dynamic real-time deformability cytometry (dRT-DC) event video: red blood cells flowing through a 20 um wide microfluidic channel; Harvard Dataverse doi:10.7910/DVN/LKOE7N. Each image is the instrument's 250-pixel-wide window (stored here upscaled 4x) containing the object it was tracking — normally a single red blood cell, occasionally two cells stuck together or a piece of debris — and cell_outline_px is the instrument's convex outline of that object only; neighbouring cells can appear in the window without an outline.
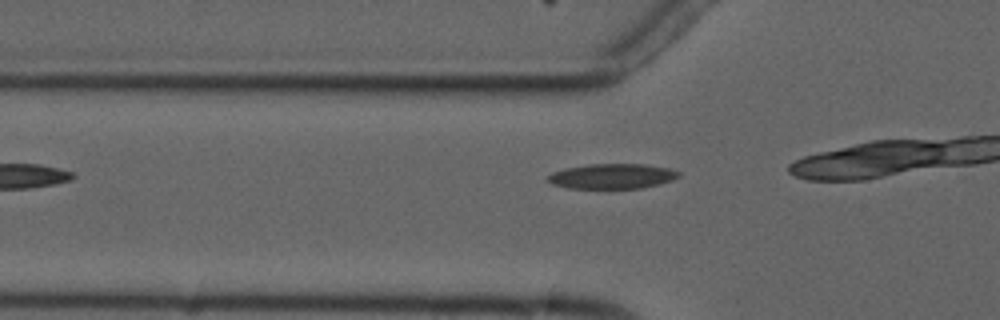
{"species": "common noctule bat (a hibernating species)", "species_latin": "Nyctalus noctula", "temperature_condition": "cold", "stored_images_in_passage": 4, "camera_frame_rate_fps": 3000, "um_per_image_px": 0.085, "animal": {"sex": "male", "forearm_length_mm": 52.5}, "frame": {"image": 1, "passage_image": 4, "time_ms": 3.667, "image_size_px": [1000, 320], "cell_outline_px": [[680, 176], [672, 180], [640, 188], [568, 188], [552, 184], [544, 180], [544, 176], [552, 172], [564, 168], [588, 164], [644, 164], [668, 168], [680, 172]], "centroid_in_image_um": [51.94, 14.97], "position_along_channel_um": 73.9, "area_um2": 19.19}}